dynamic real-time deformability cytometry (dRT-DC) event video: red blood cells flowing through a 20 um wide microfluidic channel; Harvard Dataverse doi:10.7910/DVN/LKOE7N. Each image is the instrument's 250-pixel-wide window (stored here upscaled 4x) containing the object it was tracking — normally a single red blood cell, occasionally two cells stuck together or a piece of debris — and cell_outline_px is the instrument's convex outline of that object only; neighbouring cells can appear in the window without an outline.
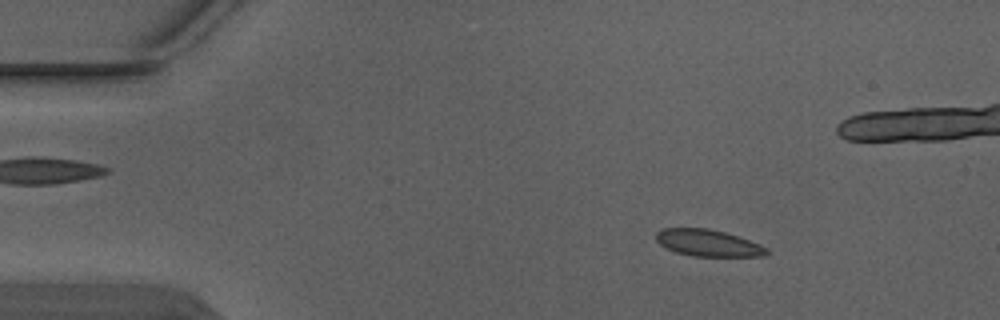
{"species": "Egyptian fruit bat (a non-hibernating species)", "species_latin": "Rousettus aegyptiacus", "temperature_condition": "warm", "stored_images_in_passage": 4, "camera_frame_rate_fps": 3000, "um_per_image_px": 0.085, "animal": {"sex": "male"}, "frame": {"image": 1, "passage_image": 2, "time_ms": 0.333, "image_size_px": [1000, 320], "cell_outline_px": [[768, 252], [764, 256], [692, 256], [676, 252], [660, 244], [656, 240], [656, 232], [664, 228], [708, 228], [724, 232], [748, 240], [768, 248]], "centroid_in_image_um": [60.16, 20.65], "position_along_channel_um": 24.8, "area_um2": 16.99}}